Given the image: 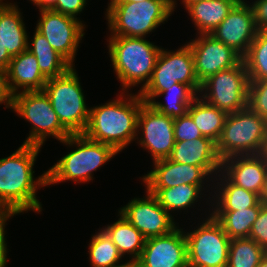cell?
Here are the masks:
<instances>
[{"instance_id": "obj_12", "label": "cell", "mask_w": 267, "mask_h": 267, "mask_svg": "<svg viewBox=\"0 0 267 267\" xmlns=\"http://www.w3.org/2000/svg\"><path fill=\"white\" fill-rule=\"evenodd\" d=\"M35 29L43 34L53 49L75 66L86 22L53 10H40Z\"/></svg>"}, {"instance_id": "obj_21", "label": "cell", "mask_w": 267, "mask_h": 267, "mask_svg": "<svg viewBox=\"0 0 267 267\" xmlns=\"http://www.w3.org/2000/svg\"><path fill=\"white\" fill-rule=\"evenodd\" d=\"M169 160L176 163L202 167L213 179L221 171L216 142L210 138H197L190 141L175 142Z\"/></svg>"}, {"instance_id": "obj_9", "label": "cell", "mask_w": 267, "mask_h": 267, "mask_svg": "<svg viewBox=\"0 0 267 267\" xmlns=\"http://www.w3.org/2000/svg\"><path fill=\"white\" fill-rule=\"evenodd\" d=\"M197 220L188 231L183 227L188 267H227L231 239L212 214Z\"/></svg>"}, {"instance_id": "obj_20", "label": "cell", "mask_w": 267, "mask_h": 267, "mask_svg": "<svg viewBox=\"0 0 267 267\" xmlns=\"http://www.w3.org/2000/svg\"><path fill=\"white\" fill-rule=\"evenodd\" d=\"M231 183L260 196L267 173L264 155H239L222 160L220 171Z\"/></svg>"}, {"instance_id": "obj_46", "label": "cell", "mask_w": 267, "mask_h": 267, "mask_svg": "<svg viewBox=\"0 0 267 267\" xmlns=\"http://www.w3.org/2000/svg\"><path fill=\"white\" fill-rule=\"evenodd\" d=\"M259 267H267V253L266 255L263 257Z\"/></svg>"}, {"instance_id": "obj_11", "label": "cell", "mask_w": 267, "mask_h": 267, "mask_svg": "<svg viewBox=\"0 0 267 267\" xmlns=\"http://www.w3.org/2000/svg\"><path fill=\"white\" fill-rule=\"evenodd\" d=\"M249 76L244 61L219 71L201 83L198 96L210 105L235 113L247 108Z\"/></svg>"}, {"instance_id": "obj_18", "label": "cell", "mask_w": 267, "mask_h": 267, "mask_svg": "<svg viewBox=\"0 0 267 267\" xmlns=\"http://www.w3.org/2000/svg\"><path fill=\"white\" fill-rule=\"evenodd\" d=\"M144 189L153 194L158 199L159 204L173 217L176 216V214L178 215L179 212V215H181L183 211V218H185L184 214H187L191 209L192 211L195 209L196 212L200 211V217L202 215L205 217L211 214L213 185L181 184L170 188ZM196 207L198 208L196 209ZM201 211L204 213H201ZM174 213L176 214L174 215Z\"/></svg>"}, {"instance_id": "obj_43", "label": "cell", "mask_w": 267, "mask_h": 267, "mask_svg": "<svg viewBox=\"0 0 267 267\" xmlns=\"http://www.w3.org/2000/svg\"><path fill=\"white\" fill-rule=\"evenodd\" d=\"M177 1H179V0H172V11H173V14H174L175 9L177 8V4H178ZM198 1H201V0H182L180 2V4L183 5V8L185 10L189 5H191V4L195 3V2H198Z\"/></svg>"}, {"instance_id": "obj_6", "label": "cell", "mask_w": 267, "mask_h": 267, "mask_svg": "<svg viewBox=\"0 0 267 267\" xmlns=\"http://www.w3.org/2000/svg\"><path fill=\"white\" fill-rule=\"evenodd\" d=\"M72 66L66 73L47 80L43 91L49 97L60 123L71 134H82L88 124L90 106L78 72Z\"/></svg>"}, {"instance_id": "obj_19", "label": "cell", "mask_w": 267, "mask_h": 267, "mask_svg": "<svg viewBox=\"0 0 267 267\" xmlns=\"http://www.w3.org/2000/svg\"><path fill=\"white\" fill-rule=\"evenodd\" d=\"M152 167L139 178L145 188H170L181 184L213 185L214 179L202 167L172 162L168 158L154 161Z\"/></svg>"}, {"instance_id": "obj_47", "label": "cell", "mask_w": 267, "mask_h": 267, "mask_svg": "<svg viewBox=\"0 0 267 267\" xmlns=\"http://www.w3.org/2000/svg\"><path fill=\"white\" fill-rule=\"evenodd\" d=\"M139 1H146V0H114L113 2H139Z\"/></svg>"}, {"instance_id": "obj_30", "label": "cell", "mask_w": 267, "mask_h": 267, "mask_svg": "<svg viewBox=\"0 0 267 267\" xmlns=\"http://www.w3.org/2000/svg\"><path fill=\"white\" fill-rule=\"evenodd\" d=\"M88 260L90 267H128V261H122L116 245L108 234L99 227L88 242Z\"/></svg>"}, {"instance_id": "obj_13", "label": "cell", "mask_w": 267, "mask_h": 267, "mask_svg": "<svg viewBox=\"0 0 267 267\" xmlns=\"http://www.w3.org/2000/svg\"><path fill=\"white\" fill-rule=\"evenodd\" d=\"M135 142L150 154L152 162L168 158L175 145L174 118L144 102L138 115Z\"/></svg>"}, {"instance_id": "obj_40", "label": "cell", "mask_w": 267, "mask_h": 267, "mask_svg": "<svg viewBox=\"0 0 267 267\" xmlns=\"http://www.w3.org/2000/svg\"><path fill=\"white\" fill-rule=\"evenodd\" d=\"M14 94L11 92L8 84L7 70L0 67V105H4V109L13 108Z\"/></svg>"}, {"instance_id": "obj_16", "label": "cell", "mask_w": 267, "mask_h": 267, "mask_svg": "<svg viewBox=\"0 0 267 267\" xmlns=\"http://www.w3.org/2000/svg\"><path fill=\"white\" fill-rule=\"evenodd\" d=\"M134 267H188L187 242L183 226L171 233L146 239Z\"/></svg>"}, {"instance_id": "obj_44", "label": "cell", "mask_w": 267, "mask_h": 267, "mask_svg": "<svg viewBox=\"0 0 267 267\" xmlns=\"http://www.w3.org/2000/svg\"><path fill=\"white\" fill-rule=\"evenodd\" d=\"M259 197H260V201H262L263 203H267V173L265 176V182L262 188V192Z\"/></svg>"}, {"instance_id": "obj_48", "label": "cell", "mask_w": 267, "mask_h": 267, "mask_svg": "<svg viewBox=\"0 0 267 267\" xmlns=\"http://www.w3.org/2000/svg\"><path fill=\"white\" fill-rule=\"evenodd\" d=\"M27 1L31 2L32 4H34V7L39 9V0H27Z\"/></svg>"}, {"instance_id": "obj_24", "label": "cell", "mask_w": 267, "mask_h": 267, "mask_svg": "<svg viewBox=\"0 0 267 267\" xmlns=\"http://www.w3.org/2000/svg\"><path fill=\"white\" fill-rule=\"evenodd\" d=\"M259 202L258 194L236 186L221 172L214 178L211 211H236L255 207Z\"/></svg>"}, {"instance_id": "obj_39", "label": "cell", "mask_w": 267, "mask_h": 267, "mask_svg": "<svg viewBox=\"0 0 267 267\" xmlns=\"http://www.w3.org/2000/svg\"><path fill=\"white\" fill-rule=\"evenodd\" d=\"M250 1L251 3L249 1L247 2L252 8L257 30L267 31V0Z\"/></svg>"}, {"instance_id": "obj_49", "label": "cell", "mask_w": 267, "mask_h": 267, "mask_svg": "<svg viewBox=\"0 0 267 267\" xmlns=\"http://www.w3.org/2000/svg\"><path fill=\"white\" fill-rule=\"evenodd\" d=\"M264 155V157L266 158L267 160V136H266V143H265V148H264V151L262 153Z\"/></svg>"}, {"instance_id": "obj_4", "label": "cell", "mask_w": 267, "mask_h": 267, "mask_svg": "<svg viewBox=\"0 0 267 267\" xmlns=\"http://www.w3.org/2000/svg\"><path fill=\"white\" fill-rule=\"evenodd\" d=\"M60 143L71 149L46 170L47 186L66 181L75 185L93 182L94 171L101 170L119 154L112 146L92 141L83 134H71Z\"/></svg>"}, {"instance_id": "obj_17", "label": "cell", "mask_w": 267, "mask_h": 267, "mask_svg": "<svg viewBox=\"0 0 267 267\" xmlns=\"http://www.w3.org/2000/svg\"><path fill=\"white\" fill-rule=\"evenodd\" d=\"M257 32L252 8L241 0L210 34L243 58Z\"/></svg>"}, {"instance_id": "obj_37", "label": "cell", "mask_w": 267, "mask_h": 267, "mask_svg": "<svg viewBox=\"0 0 267 267\" xmlns=\"http://www.w3.org/2000/svg\"><path fill=\"white\" fill-rule=\"evenodd\" d=\"M87 3L88 0H56L51 10L80 19L79 16L86 10Z\"/></svg>"}, {"instance_id": "obj_14", "label": "cell", "mask_w": 267, "mask_h": 267, "mask_svg": "<svg viewBox=\"0 0 267 267\" xmlns=\"http://www.w3.org/2000/svg\"><path fill=\"white\" fill-rule=\"evenodd\" d=\"M145 196L134 197L118 209L143 236H163L171 233L179 226L175 217L171 216L158 202V199L145 189Z\"/></svg>"}, {"instance_id": "obj_25", "label": "cell", "mask_w": 267, "mask_h": 267, "mask_svg": "<svg viewBox=\"0 0 267 267\" xmlns=\"http://www.w3.org/2000/svg\"><path fill=\"white\" fill-rule=\"evenodd\" d=\"M241 0H201L185 10L198 34H210Z\"/></svg>"}, {"instance_id": "obj_15", "label": "cell", "mask_w": 267, "mask_h": 267, "mask_svg": "<svg viewBox=\"0 0 267 267\" xmlns=\"http://www.w3.org/2000/svg\"><path fill=\"white\" fill-rule=\"evenodd\" d=\"M192 51L195 73L202 83L208 77L237 66L242 57L223 42L216 40L211 34H198L185 42Z\"/></svg>"}, {"instance_id": "obj_5", "label": "cell", "mask_w": 267, "mask_h": 267, "mask_svg": "<svg viewBox=\"0 0 267 267\" xmlns=\"http://www.w3.org/2000/svg\"><path fill=\"white\" fill-rule=\"evenodd\" d=\"M107 5L104 18L108 36L147 38L173 14L172 0L112 2Z\"/></svg>"}, {"instance_id": "obj_29", "label": "cell", "mask_w": 267, "mask_h": 267, "mask_svg": "<svg viewBox=\"0 0 267 267\" xmlns=\"http://www.w3.org/2000/svg\"><path fill=\"white\" fill-rule=\"evenodd\" d=\"M188 113L202 136L210 138L217 143L224 127L227 113L210 105L199 96L188 107Z\"/></svg>"}, {"instance_id": "obj_28", "label": "cell", "mask_w": 267, "mask_h": 267, "mask_svg": "<svg viewBox=\"0 0 267 267\" xmlns=\"http://www.w3.org/2000/svg\"><path fill=\"white\" fill-rule=\"evenodd\" d=\"M197 96L198 94L189 85L176 83L169 89L157 93L147 104L161 114L176 118L188 112V107ZM161 97H164L165 101L158 100Z\"/></svg>"}, {"instance_id": "obj_7", "label": "cell", "mask_w": 267, "mask_h": 267, "mask_svg": "<svg viewBox=\"0 0 267 267\" xmlns=\"http://www.w3.org/2000/svg\"><path fill=\"white\" fill-rule=\"evenodd\" d=\"M267 136V121L248 107L227 114L216 143L221 160L231 156L261 154Z\"/></svg>"}, {"instance_id": "obj_33", "label": "cell", "mask_w": 267, "mask_h": 267, "mask_svg": "<svg viewBox=\"0 0 267 267\" xmlns=\"http://www.w3.org/2000/svg\"><path fill=\"white\" fill-rule=\"evenodd\" d=\"M249 81L267 79V31H258L248 52L242 58Z\"/></svg>"}, {"instance_id": "obj_23", "label": "cell", "mask_w": 267, "mask_h": 267, "mask_svg": "<svg viewBox=\"0 0 267 267\" xmlns=\"http://www.w3.org/2000/svg\"><path fill=\"white\" fill-rule=\"evenodd\" d=\"M6 70L8 84L13 94L23 91H43L48 80L41 73L36 57L28 49L12 57Z\"/></svg>"}, {"instance_id": "obj_42", "label": "cell", "mask_w": 267, "mask_h": 267, "mask_svg": "<svg viewBox=\"0 0 267 267\" xmlns=\"http://www.w3.org/2000/svg\"><path fill=\"white\" fill-rule=\"evenodd\" d=\"M56 4V0H39V10H51Z\"/></svg>"}, {"instance_id": "obj_27", "label": "cell", "mask_w": 267, "mask_h": 267, "mask_svg": "<svg viewBox=\"0 0 267 267\" xmlns=\"http://www.w3.org/2000/svg\"><path fill=\"white\" fill-rule=\"evenodd\" d=\"M33 31L32 38L28 35V50L36 57L41 73L47 79L66 73L72 65L53 49L43 34Z\"/></svg>"}, {"instance_id": "obj_36", "label": "cell", "mask_w": 267, "mask_h": 267, "mask_svg": "<svg viewBox=\"0 0 267 267\" xmlns=\"http://www.w3.org/2000/svg\"><path fill=\"white\" fill-rule=\"evenodd\" d=\"M249 238L267 250V203L261 201V209L252 224Z\"/></svg>"}, {"instance_id": "obj_2", "label": "cell", "mask_w": 267, "mask_h": 267, "mask_svg": "<svg viewBox=\"0 0 267 267\" xmlns=\"http://www.w3.org/2000/svg\"><path fill=\"white\" fill-rule=\"evenodd\" d=\"M143 103L138 92L119 91L106 103L90 105L88 124L82 134L92 141L112 146L120 154L135 142Z\"/></svg>"}, {"instance_id": "obj_26", "label": "cell", "mask_w": 267, "mask_h": 267, "mask_svg": "<svg viewBox=\"0 0 267 267\" xmlns=\"http://www.w3.org/2000/svg\"><path fill=\"white\" fill-rule=\"evenodd\" d=\"M118 220L107 224L102 229L116 245L118 252L129 264L133 265L141 256L146 238L123 215L117 214Z\"/></svg>"}, {"instance_id": "obj_35", "label": "cell", "mask_w": 267, "mask_h": 267, "mask_svg": "<svg viewBox=\"0 0 267 267\" xmlns=\"http://www.w3.org/2000/svg\"><path fill=\"white\" fill-rule=\"evenodd\" d=\"M202 136L191 115L187 112L181 117L174 118V139L175 142L190 141Z\"/></svg>"}, {"instance_id": "obj_22", "label": "cell", "mask_w": 267, "mask_h": 267, "mask_svg": "<svg viewBox=\"0 0 267 267\" xmlns=\"http://www.w3.org/2000/svg\"><path fill=\"white\" fill-rule=\"evenodd\" d=\"M23 12L15 2L4 0L0 6V43L11 57L28 49V35Z\"/></svg>"}, {"instance_id": "obj_10", "label": "cell", "mask_w": 267, "mask_h": 267, "mask_svg": "<svg viewBox=\"0 0 267 267\" xmlns=\"http://www.w3.org/2000/svg\"><path fill=\"white\" fill-rule=\"evenodd\" d=\"M176 83L187 84L199 94L201 83L196 77L191 48L186 43L175 50L162 47L149 82L138 94L148 103L157 93Z\"/></svg>"}, {"instance_id": "obj_41", "label": "cell", "mask_w": 267, "mask_h": 267, "mask_svg": "<svg viewBox=\"0 0 267 267\" xmlns=\"http://www.w3.org/2000/svg\"><path fill=\"white\" fill-rule=\"evenodd\" d=\"M11 59L7 49L0 43V67L7 69Z\"/></svg>"}, {"instance_id": "obj_3", "label": "cell", "mask_w": 267, "mask_h": 267, "mask_svg": "<svg viewBox=\"0 0 267 267\" xmlns=\"http://www.w3.org/2000/svg\"><path fill=\"white\" fill-rule=\"evenodd\" d=\"M108 55L116 79L122 87L119 91H141L149 82L162 46L146 38L107 36ZM140 85V86H139Z\"/></svg>"}, {"instance_id": "obj_32", "label": "cell", "mask_w": 267, "mask_h": 267, "mask_svg": "<svg viewBox=\"0 0 267 267\" xmlns=\"http://www.w3.org/2000/svg\"><path fill=\"white\" fill-rule=\"evenodd\" d=\"M267 250L249 237L230 241L227 267H259Z\"/></svg>"}, {"instance_id": "obj_31", "label": "cell", "mask_w": 267, "mask_h": 267, "mask_svg": "<svg viewBox=\"0 0 267 267\" xmlns=\"http://www.w3.org/2000/svg\"><path fill=\"white\" fill-rule=\"evenodd\" d=\"M261 209V201L255 206L236 211H211L230 239L249 237L252 224Z\"/></svg>"}, {"instance_id": "obj_38", "label": "cell", "mask_w": 267, "mask_h": 267, "mask_svg": "<svg viewBox=\"0 0 267 267\" xmlns=\"http://www.w3.org/2000/svg\"><path fill=\"white\" fill-rule=\"evenodd\" d=\"M18 213L9 211L1 220H0V267H7V261H8V245H7V233L6 228L7 222H9L10 219H12L14 216L16 217Z\"/></svg>"}, {"instance_id": "obj_34", "label": "cell", "mask_w": 267, "mask_h": 267, "mask_svg": "<svg viewBox=\"0 0 267 267\" xmlns=\"http://www.w3.org/2000/svg\"><path fill=\"white\" fill-rule=\"evenodd\" d=\"M247 107L267 121V79L249 82Z\"/></svg>"}, {"instance_id": "obj_50", "label": "cell", "mask_w": 267, "mask_h": 267, "mask_svg": "<svg viewBox=\"0 0 267 267\" xmlns=\"http://www.w3.org/2000/svg\"><path fill=\"white\" fill-rule=\"evenodd\" d=\"M4 3V0H0V6Z\"/></svg>"}, {"instance_id": "obj_45", "label": "cell", "mask_w": 267, "mask_h": 267, "mask_svg": "<svg viewBox=\"0 0 267 267\" xmlns=\"http://www.w3.org/2000/svg\"><path fill=\"white\" fill-rule=\"evenodd\" d=\"M10 210L7 209L1 202H0V220L9 212Z\"/></svg>"}, {"instance_id": "obj_8", "label": "cell", "mask_w": 267, "mask_h": 267, "mask_svg": "<svg viewBox=\"0 0 267 267\" xmlns=\"http://www.w3.org/2000/svg\"><path fill=\"white\" fill-rule=\"evenodd\" d=\"M12 111L31 124L29 134L22 144L42 147L50 137L61 142L71 135L60 123L44 91H23L14 94Z\"/></svg>"}, {"instance_id": "obj_1", "label": "cell", "mask_w": 267, "mask_h": 267, "mask_svg": "<svg viewBox=\"0 0 267 267\" xmlns=\"http://www.w3.org/2000/svg\"><path fill=\"white\" fill-rule=\"evenodd\" d=\"M43 147L21 144L13 153L0 158V202L10 211L37 214L43 204L38 189L47 186V171L35 177L34 166Z\"/></svg>"}]
</instances>
